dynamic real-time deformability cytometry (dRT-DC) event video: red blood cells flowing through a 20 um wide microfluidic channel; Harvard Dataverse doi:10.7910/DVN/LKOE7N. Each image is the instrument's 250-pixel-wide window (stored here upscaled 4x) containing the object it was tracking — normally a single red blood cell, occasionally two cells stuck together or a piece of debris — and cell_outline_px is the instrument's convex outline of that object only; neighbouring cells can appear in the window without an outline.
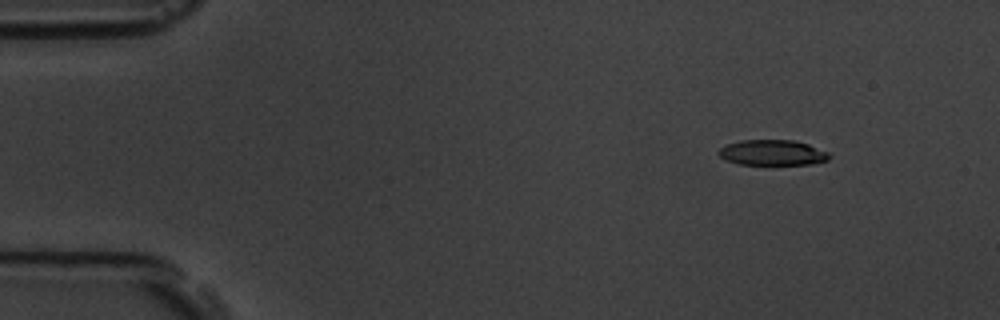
{"species": "common noctule bat (a hibernating species)", "species_latin": "Nyctalus noctula", "temperature_condition": "room temperature", "stored_images_in_passage": 8, "camera_frame_rate_fps": 3000, "um_per_image_px": 0.085, "animal": {"sex": "male", "body_mass_g": 19.5, "forearm_length_mm": 54.6}, "frame": {"image": 1, "passage_image": 2, "time_ms": 1.0, "image_size_px": [1000, 320], "cell_outline_px": [[832, 156], [828, 160], [812, 164], [740, 164], [728, 160], [720, 156], [716, 152], [720, 148], [728, 144], [740, 140], [796, 140], [808, 144], [828, 152]], "centroid_in_image_um": [65.69, 12.97], "position_along_channel_um": 19.3, "area_um2": 16.36}}
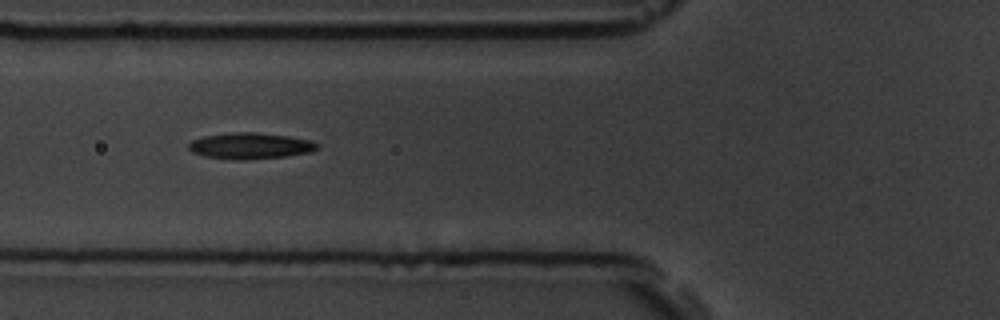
{"frame": {"image": 2, "passage_image": 6, "time_ms": 5.667, "image_size_px": [1000, 320], "cell_outline_px": [[316, 148], [308, 152], [284, 156], [248, 160], [232, 160], [204, 156], [192, 152], [188, 148], [188, 144], [192, 140], [204, 136], [232, 132], [256, 132], [288, 136], [312, 140], [316, 144]], "centroid_in_image_um": [21.21, 12.4], "position_along_channel_um": 104.6, "area_um2": 19.54}}
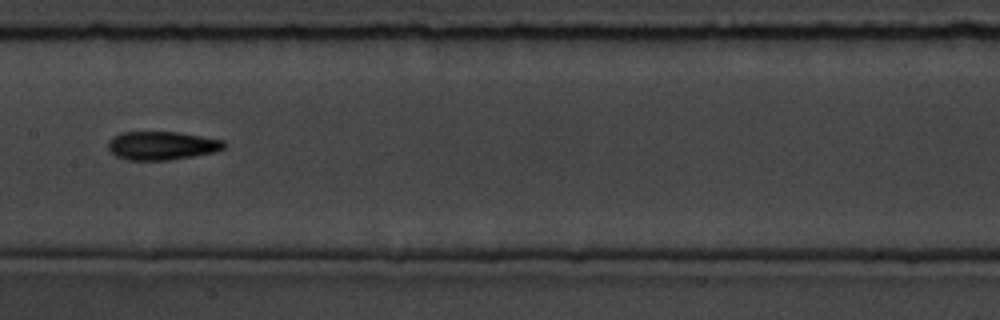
{"frame": {"image": 3, "passage_image": 8, "time_ms": 8.0, "image_size_px": [1000, 320], "cell_outline_px": [[228, 144], [224, 148], [216, 152], [168, 160], [124, 160], [116, 156], [108, 148], [108, 140], [112, 136], [120, 132], [180, 132], [224, 140]], "centroid_in_image_um": [13.76, 12.37], "position_along_channel_um": 193.6, "area_um2": 19.48}}